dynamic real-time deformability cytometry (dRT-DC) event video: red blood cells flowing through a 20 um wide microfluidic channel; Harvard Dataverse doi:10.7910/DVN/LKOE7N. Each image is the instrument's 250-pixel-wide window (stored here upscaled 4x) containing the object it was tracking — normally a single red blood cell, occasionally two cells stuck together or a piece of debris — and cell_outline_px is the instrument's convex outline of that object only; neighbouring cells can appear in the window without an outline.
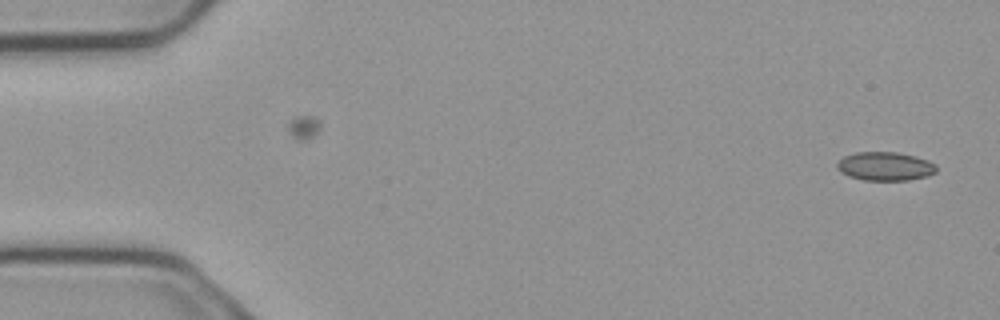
{"species": "common noctule bat (a hibernating species)", "species_latin": "Nyctalus noctula", "temperature_condition": "cold", "stored_images_in_passage": 5, "camera_frame_rate_fps": 3000, "um_per_image_px": 0.085, "animal": {"sex": "male", "body_mass_g": 23.1, "forearm_length_mm": 52.7}, "frame": {"image": 1, "passage_image": 1, "time_ms": 0.0, "image_size_px": [1000, 320], "cell_outline_px": [[936, 172], [928, 176], [908, 180], [864, 180], [848, 176], [840, 172], [836, 168], [836, 164], [844, 156], [856, 152], [896, 152], [916, 156], [928, 160], [936, 164]], "centroid_in_image_um": [75.24, 14.13], "position_along_channel_um": 9.8, "area_um2": 16.7}}
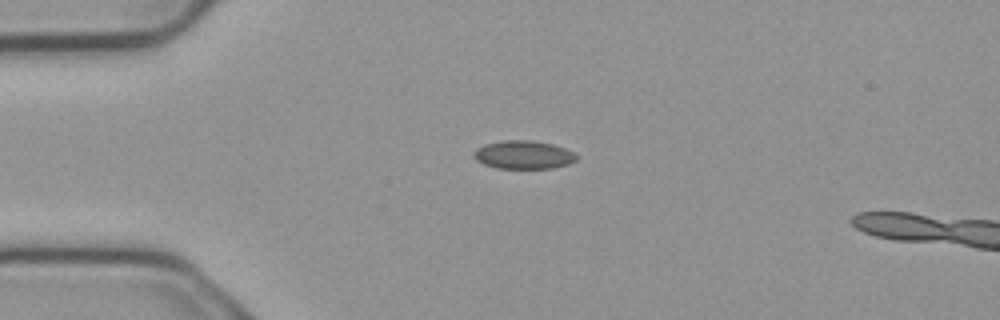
{"frame": {"image": 2, "passage_image": 4, "time_ms": 1.0, "image_size_px": [1000, 320], "cell_outline_px": [[576, 160], [568, 164], [552, 168], [496, 168], [484, 164], [476, 160], [472, 156], [476, 148], [484, 144], [504, 140], [532, 140], [552, 144], [564, 148], [572, 152], [576, 156]], "centroid_in_image_um": [44.45, 13.15], "position_along_channel_um": 40.5, "area_um2": 16.88}}